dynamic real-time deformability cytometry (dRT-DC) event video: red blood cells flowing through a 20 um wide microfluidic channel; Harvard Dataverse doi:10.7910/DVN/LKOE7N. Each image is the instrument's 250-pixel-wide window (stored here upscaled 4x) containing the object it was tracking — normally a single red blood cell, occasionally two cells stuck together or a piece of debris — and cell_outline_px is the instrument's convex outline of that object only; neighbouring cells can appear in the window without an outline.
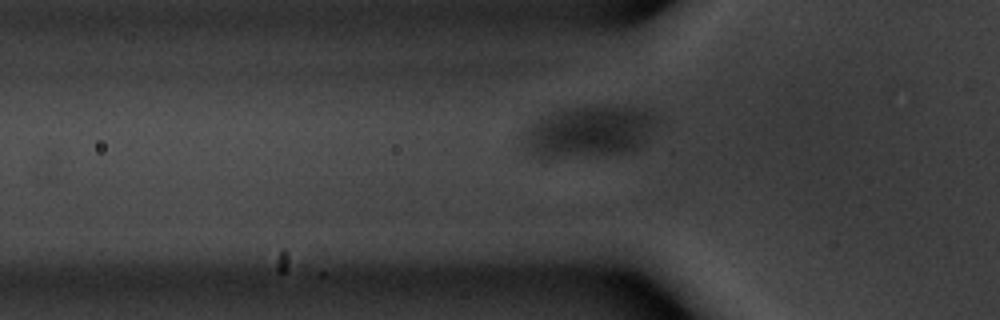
{"species": "common noctule bat (a hibernating species)", "species_latin": "Nyctalus noctula", "temperature_condition": "warm", "stored_images_in_passage": 14, "camera_frame_rate_fps": 3000, "um_per_image_px": 0.085, "animal": {"sex": "male", "body_mass_g": 20.1, "forearm_length_mm": 53.5}, "frame": {"image": 1, "passage_image": 6, "time_ms": 1.667, "image_size_px": [1000, 320], "cell_outline_px": [[652, 120], [636, 144], [624, 148], [552, 148], [544, 144], [540, 132], [540, 124], [556, 108], [596, 104], [604, 104], [632, 108], [644, 112], [652, 116]], "centroid_in_image_um": [50.5, 10.79], "position_along_channel_um": 75.3, "area_um2": 29.71}}